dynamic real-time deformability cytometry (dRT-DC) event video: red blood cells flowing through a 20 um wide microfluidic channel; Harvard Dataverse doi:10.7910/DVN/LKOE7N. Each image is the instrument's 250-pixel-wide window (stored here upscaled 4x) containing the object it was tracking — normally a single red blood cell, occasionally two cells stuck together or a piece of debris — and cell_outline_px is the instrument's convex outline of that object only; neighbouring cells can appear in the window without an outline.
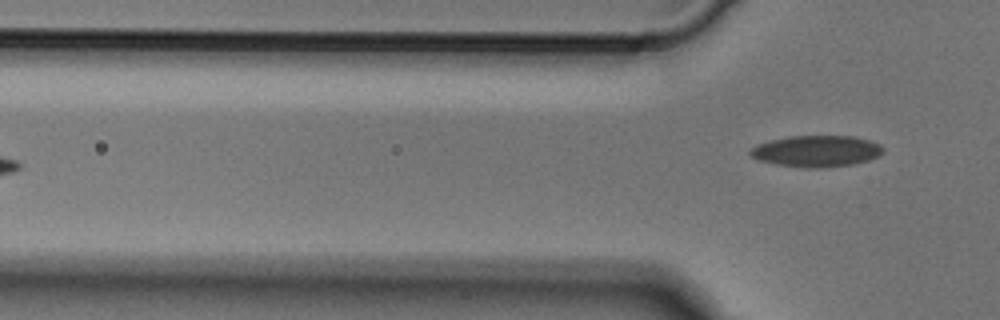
{"species": "Egyptian fruit bat (a non-hibernating species)", "species_latin": "Rousettus aegyptiacus", "temperature_condition": "cold", "stored_images_in_passage": 4, "camera_frame_rate_fps": 3000, "um_per_image_px": 0.085, "animal": {"sex": "male"}, "frame": {"image": 1, "passage_image": 4, "time_ms": 1.0, "image_size_px": [1000, 320], "cell_outline_px": [[884, 152], [868, 160], [856, 164], [824, 168], [804, 168], [776, 164], [760, 160], [752, 156], [748, 152], [756, 144], [772, 140], [792, 136], [852, 136], [868, 140], [880, 144], [884, 148]], "centroid_in_image_um": [69.42, 12.85], "position_along_channel_um": 56.4, "area_um2": 24.28}}